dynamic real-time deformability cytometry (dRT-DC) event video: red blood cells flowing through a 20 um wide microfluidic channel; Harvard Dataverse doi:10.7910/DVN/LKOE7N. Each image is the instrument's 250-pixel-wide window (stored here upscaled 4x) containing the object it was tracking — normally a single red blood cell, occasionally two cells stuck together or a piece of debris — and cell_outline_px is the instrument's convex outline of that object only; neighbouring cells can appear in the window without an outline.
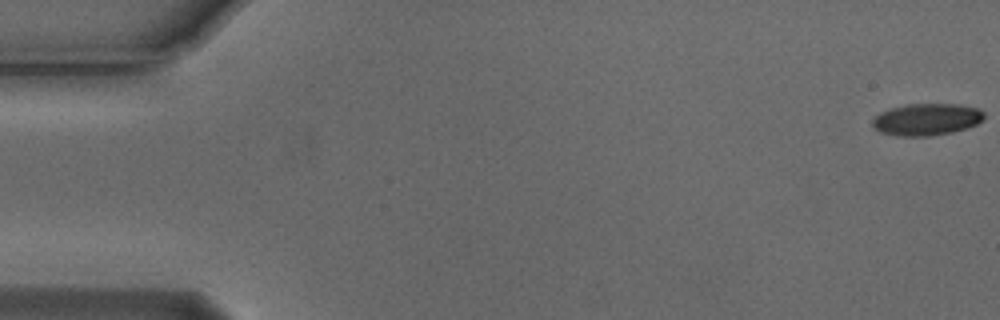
{"species": "Egyptian fruit bat (a non-hibernating species)", "species_latin": "Rousettus aegyptiacus", "temperature_condition": "cold", "stored_images_in_passage": 11, "camera_frame_rate_fps": 3000, "um_per_image_px": 0.085, "animal": {"sex": "male"}, "frame": {"image": 1, "passage_image": 1, "time_ms": 0.0, "image_size_px": [1000, 320], "cell_outline_px": [[984, 120], [968, 128], [952, 132], [928, 136], [896, 136], [880, 132], [872, 124], [872, 120], [880, 112], [888, 108], [908, 104], [960, 104], [980, 108], [984, 112]], "centroid_in_image_um": [78.79, 10.14], "position_along_channel_um": 6.2, "area_um2": 20.98}}
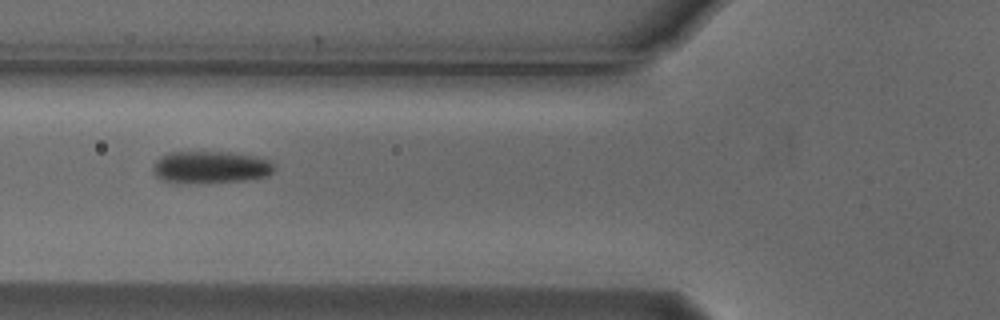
{"frame": {"image": 2, "passage_image": 6, "time_ms": 1.667, "image_size_px": [1000, 320], "cell_outline_px": [[276, 168], [268, 176], [244, 180], [164, 180], [156, 176], [152, 168], [152, 164], [160, 156], [168, 152], [228, 152], [252, 156], [268, 160]], "centroid_in_image_um": [17.9, 14.15], "position_along_channel_um": 107.9, "area_um2": 21.62}}
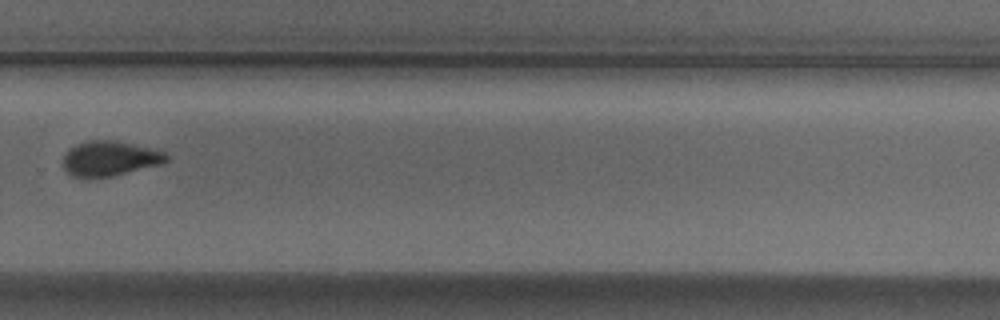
{"frame": {"image": 3, "passage_image": 11, "time_ms": 3.333, "image_size_px": [1000, 320], "cell_outline_px": [[168, 160], [160, 164], [112, 176], [72, 176], [60, 164], [68, 148], [76, 144], [88, 140], [116, 140], [164, 152], [168, 156]], "centroid_in_image_um": [9.27, 13.45], "position_along_channel_um": 320.5, "area_um2": 20.75}}